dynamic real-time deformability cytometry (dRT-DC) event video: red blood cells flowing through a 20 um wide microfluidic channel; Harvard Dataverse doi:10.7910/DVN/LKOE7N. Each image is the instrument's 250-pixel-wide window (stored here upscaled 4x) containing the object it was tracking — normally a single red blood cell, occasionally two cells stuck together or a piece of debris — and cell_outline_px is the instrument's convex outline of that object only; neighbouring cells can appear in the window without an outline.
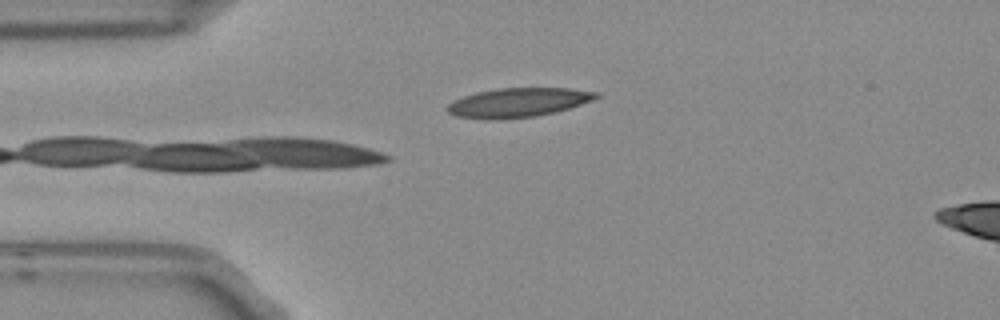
{"species": "Egyptian fruit bat (a non-hibernating species)", "species_latin": "Rousettus aegyptiacus", "temperature_condition": "room temperature", "stored_images_in_passage": 4, "camera_frame_rate_fps": 3000, "um_per_image_px": 0.085, "frame": {"image": 1, "passage_image": 4, "time_ms": 1.0, "image_size_px": [1000, 320], "cell_outline_px": [[600, 96], [592, 100], [556, 112], [536, 116], [488, 120], [456, 116], [448, 112], [444, 108], [448, 104], [464, 96], [476, 92], [496, 88], [572, 88], [600, 92]], "centroid_in_image_um": [44.04, 8.71], "position_along_channel_um": 41.0, "area_um2": 25.37}}